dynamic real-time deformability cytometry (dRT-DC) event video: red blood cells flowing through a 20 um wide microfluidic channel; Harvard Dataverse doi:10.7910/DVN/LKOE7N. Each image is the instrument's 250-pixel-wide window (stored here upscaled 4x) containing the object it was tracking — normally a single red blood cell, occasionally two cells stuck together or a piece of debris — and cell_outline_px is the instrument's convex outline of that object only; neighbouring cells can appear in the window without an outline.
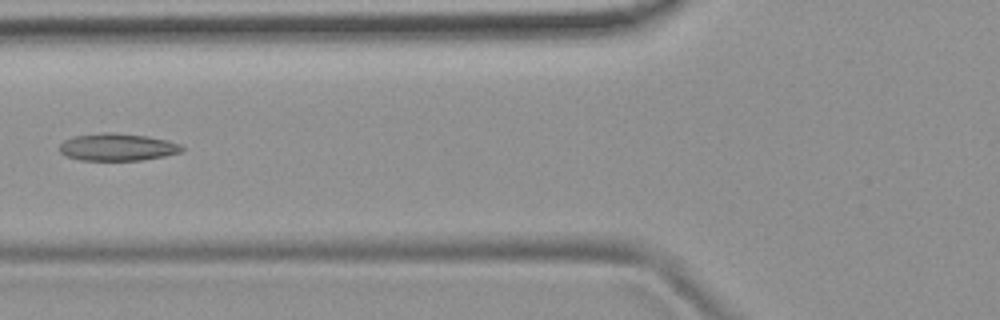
{"species": "common noctule bat (a hibernating species)", "species_latin": "Nyctalus noctula", "temperature_condition": "room temperature", "stored_images_in_passage": 6, "camera_frame_rate_fps": 3000, "um_per_image_px": 0.085, "animal": {"sex": "female", "body_mass_g": 19.9}, "frame": {"image": 1, "passage_image": 5, "time_ms": 5.667, "image_size_px": [1000, 320], "cell_outline_px": [[184, 148], [180, 152], [164, 156], [140, 160], [80, 160], [68, 156], [60, 152], [60, 144], [64, 140], [72, 136], [100, 132], [112, 132], [148, 136], [168, 140], [180, 144]], "centroid_in_image_um": [9.97, 12.49], "position_along_channel_um": 115.8, "area_um2": 19.54}}
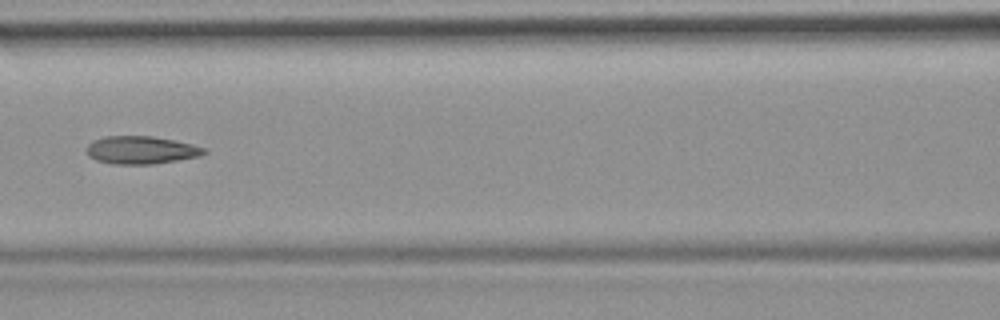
{"frame": {"image": 2, "passage_image": 6, "time_ms": 6.667, "image_size_px": [1000, 320], "cell_outline_px": [[208, 152], [200, 156], [152, 164], [112, 164], [96, 160], [88, 156], [88, 144], [92, 140], [104, 136], [152, 136], [176, 140], [208, 148]], "centroid_in_image_um": [12.02, 12.74], "position_along_channel_um": 154.6, "area_um2": 19.19}}